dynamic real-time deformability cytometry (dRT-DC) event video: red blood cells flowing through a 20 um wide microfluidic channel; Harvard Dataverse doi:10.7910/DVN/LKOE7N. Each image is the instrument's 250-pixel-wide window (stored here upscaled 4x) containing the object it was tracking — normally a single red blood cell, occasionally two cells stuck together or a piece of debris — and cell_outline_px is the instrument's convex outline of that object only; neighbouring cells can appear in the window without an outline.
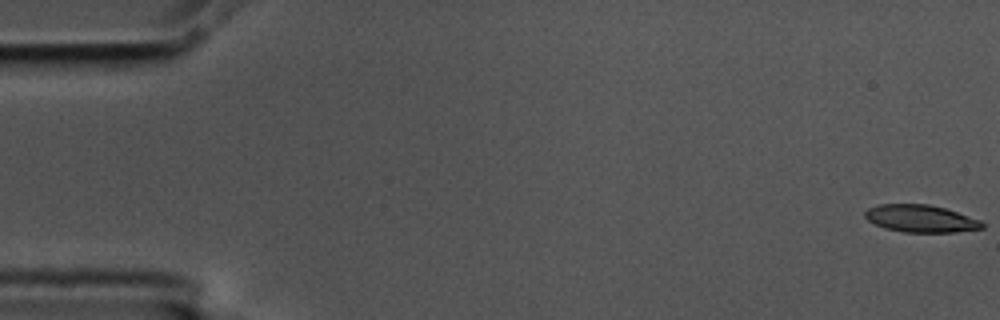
{"species": "common noctule bat (a hibernating species)", "species_latin": "Nyctalus noctula", "temperature_condition": "cold", "stored_images_in_passage": 57, "camera_frame_rate_fps": 3000, "um_per_image_px": 0.085, "animal": {"sex": "male", "body_mass_g": 17.5, "forearm_length_mm": 52.3}, "frame": {"image": 1, "passage_image": 1, "time_ms": 0.0, "image_size_px": [1000, 320], "cell_outline_px": [[984, 228], [956, 232], [904, 232], [884, 228], [868, 220], [864, 216], [864, 212], [868, 208], [880, 204], [928, 204], [944, 208], [980, 220], [984, 224]], "centroid_in_image_um": [78.24, 18.58], "position_along_channel_um": 6.8, "area_um2": 18.55}}
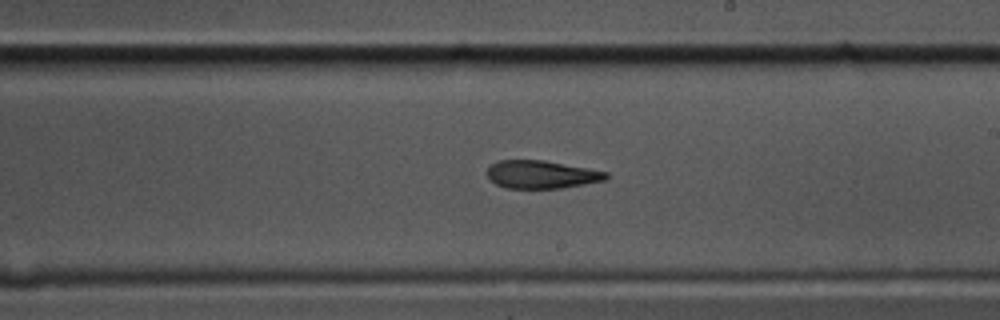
{"frame": {"image": 2, "passage_image": 33, "time_ms": 10.667, "image_size_px": [1000, 320], "cell_outline_px": [[608, 176], [604, 180], [584, 184], [560, 188], [504, 188], [488, 180], [484, 172], [492, 164], [500, 160], [544, 160], [608, 172]], "centroid_in_image_um": [45.95, 14.83], "position_along_channel_um": 243.0, "area_um2": 19.42}}
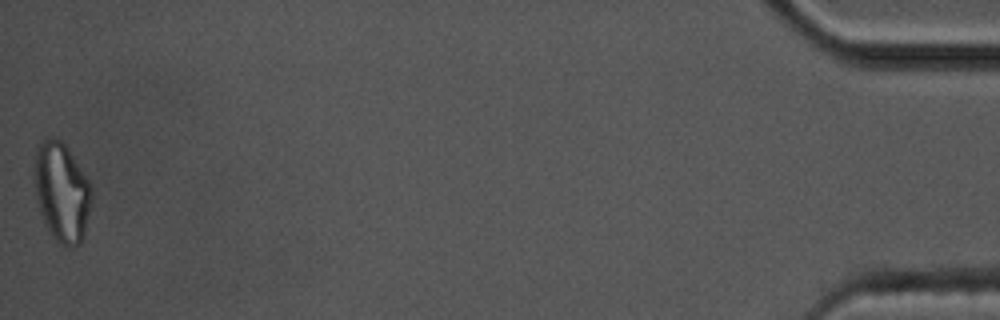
{"frame": {"image": 3, "passage_image": 57, "time_ms": 18.667, "image_size_px": [1000, 320], "cell_outline_px": [[92, 204], [84, 236], [80, 244], [60, 244], [48, 232], [40, 212], [36, 200], [36, 144], [48, 136], [52, 136], [60, 140], [68, 148], [88, 180], [92, 188]], "centroid_in_image_um": [5.27, 16.32], "position_along_channel_um": 429.9, "area_um2": 32.95}, "authors_computed_cell_mechanics": {"area_um2": 20.2878, "velocity_mm_per_s": 3.5507, "shape_relaxation_time_tau1_ms": null, "shape_relaxation_time_tau2_ms": 3.6511, "deformation_change_tau1": null, "deformation_change_tau2": 0.1156}}